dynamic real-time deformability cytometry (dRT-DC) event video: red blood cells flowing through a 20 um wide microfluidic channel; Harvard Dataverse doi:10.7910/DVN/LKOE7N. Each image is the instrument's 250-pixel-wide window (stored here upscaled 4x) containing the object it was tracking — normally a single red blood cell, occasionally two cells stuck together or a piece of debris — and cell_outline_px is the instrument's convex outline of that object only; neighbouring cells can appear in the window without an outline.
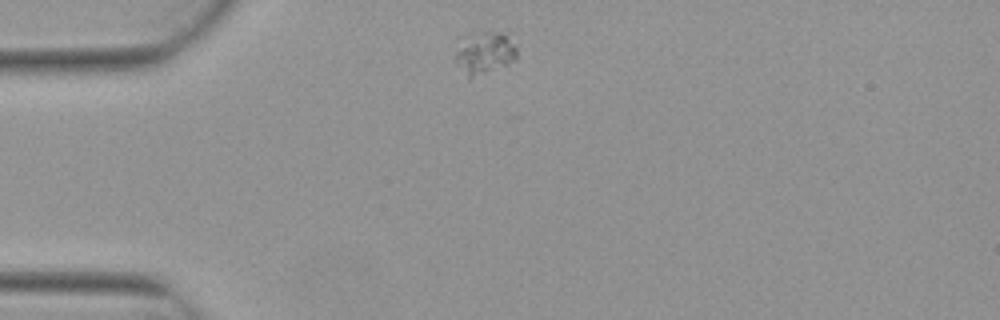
{"species": "Egyptian fruit bat (a non-hibernating species)", "species_latin": "Rousettus aegyptiacus", "temperature_condition": "warm", "stored_images_in_passage": 3, "camera_frame_rate_fps": 3000, "um_per_image_px": 0.085, "animal": {"sex": "female"}, "frame": {"image": 1, "passage_image": 1, "time_ms": 0.0, "image_size_px": [1000, 320], "cell_outline_px": [[516, 60], [508, 64], [468, 80], [452, 60], [456, 52], [476, 32], [500, 32], [516, 48]], "centroid_in_image_um": [41.16, 4.6], "position_along_channel_um": 43.8, "area_um2": 14.62}}
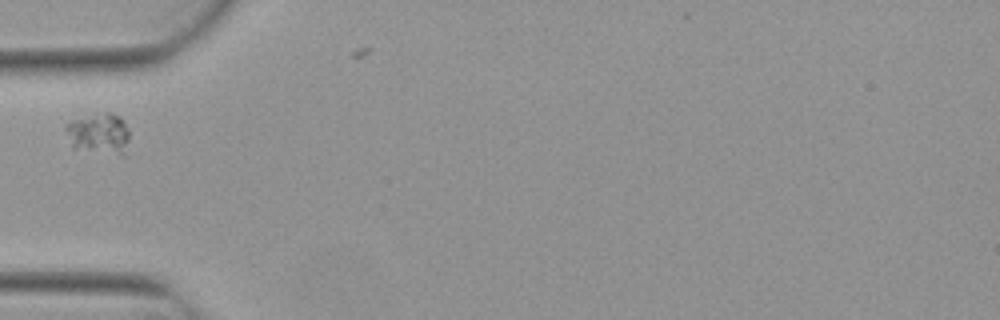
{"frame": {"image": 2, "passage_image": 2, "time_ms": 0.333, "image_size_px": [1000, 320], "cell_outline_px": [[128, 140], [124, 156], [120, 156], [72, 148], [64, 128], [64, 124], [72, 120], [108, 112], [120, 116], [124, 120], [128, 128]], "centroid_in_image_um": [8.4, 11.38], "position_along_channel_um": 76.6, "area_um2": 15.37}}
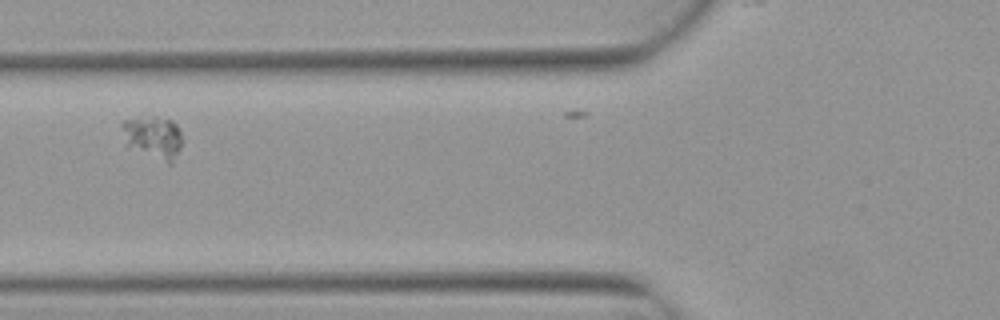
{"frame": {"image": 3, "passage_image": 3, "time_ms": 0.667, "image_size_px": [1000, 320], "cell_outline_px": [[184, 140], [172, 164], [168, 164], [128, 144], [120, 124], [124, 120], [156, 116], [172, 120], [176, 124]], "centroid_in_image_um": [13.1, 11.64], "position_along_channel_um": 112.7, "area_um2": 14.57}}